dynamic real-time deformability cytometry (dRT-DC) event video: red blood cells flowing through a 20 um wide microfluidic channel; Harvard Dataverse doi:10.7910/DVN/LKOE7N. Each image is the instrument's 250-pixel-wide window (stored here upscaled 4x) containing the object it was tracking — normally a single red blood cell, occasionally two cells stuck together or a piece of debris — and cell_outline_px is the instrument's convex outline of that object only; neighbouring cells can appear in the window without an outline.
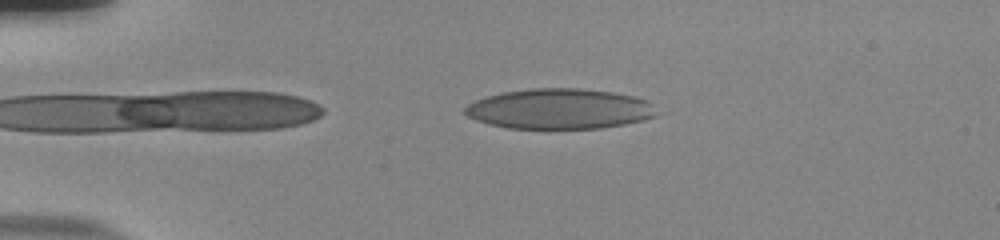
{"species": "human", "species_latin": "Homo sapiens", "temperature_condition": "room temperature", "stored_images_in_passage": 45, "camera_frame_rate_fps": 3000, "um_per_image_px": 0.085, "donor": {"sex": "male"}, "frame": {"image": 1, "passage_image": 3, "time_ms": 0.667, "image_size_px": [1000, 240], "cell_outline_px": [[664, 112], [656, 116], [644, 120], [624, 124], [600, 128], [508, 128], [488, 124], [476, 120], [468, 116], [464, 112], [464, 108], [468, 104], [476, 100], [488, 96], [504, 92], [528, 88], [580, 88], [612, 92], [636, 96], [648, 100]], "centroid_in_image_um": [47.65, 9.25], "position_along_channel_um": 37.4, "area_um2": 45.43}}
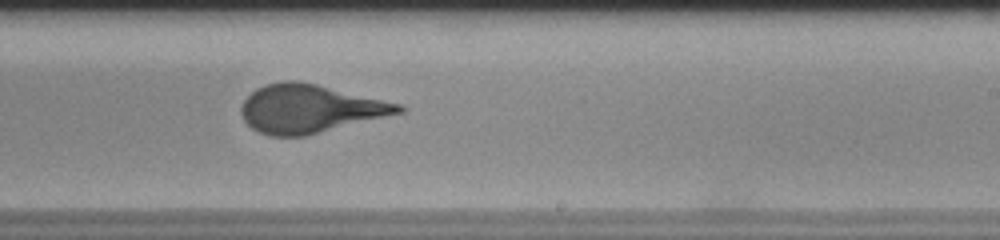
{"frame": {"image": 2, "passage_image": 25, "time_ms": 8.0, "image_size_px": [1000, 240], "cell_outline_px": [[408, 108], [404, 112], [304, 136], [268, 136], [252, 128], [244, 120], [240, 112], [240, 108], [244, 100], [256, 88], [264, 84], [284, 80], [296, 80], [316, 84], [404, 104]], "centroid_in_image_um": [26.35, 9.23], "position_along_channel_um": 262.6, "area_um2": 44.33}}
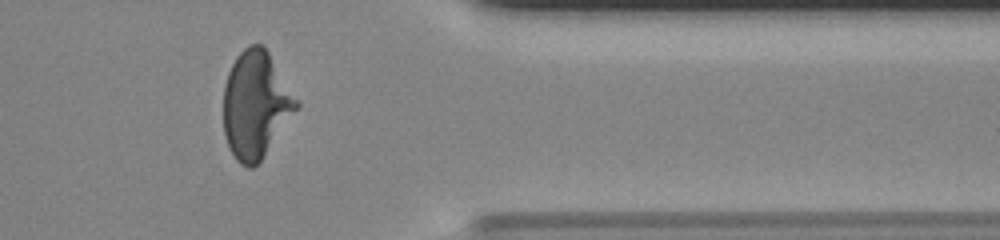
{"frame": {"image": 3, "passage_image": 36, "time_ms": 11.667, "image_size_px": [1000, 240], "cell_outline_px": [[300, 104], [264, 156], [252, 168], [248, 168], [240, 164], [236, 160], [228, 148], [224, 136], [224, 84], [228, 72], [236, 56], [248, 44], [260, 44], [268, 52]], "centroid_in_image_um": [21.7, 8.92], "position_along_channel_um": 389.7, "area_um2": 45.08}, "authors_computed_cell_mechanics": {"area_um2": 44.3326, "velocity_mm_per_s": 3.7757, "shape_relaxation_time_tau1_ms": 7.3493, "shape_relaxation_time_tau2_ms": null, "deformation_change_tau1": 0.2581, "deformation_change_tau2": null}}